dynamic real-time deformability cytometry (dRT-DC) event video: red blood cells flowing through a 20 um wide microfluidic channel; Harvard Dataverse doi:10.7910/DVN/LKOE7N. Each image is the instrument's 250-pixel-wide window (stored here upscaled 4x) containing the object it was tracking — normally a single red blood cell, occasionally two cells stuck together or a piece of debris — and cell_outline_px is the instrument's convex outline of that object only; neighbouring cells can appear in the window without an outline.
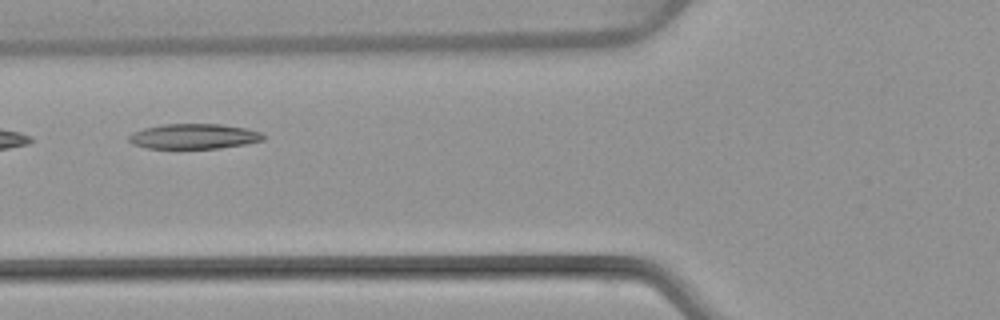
{"species": "common noctule bat (a hibernating species)", "species_latin": "Nyctalus noctula", "temperature_condition": "warm", "stored_images_in_passage": 5, "camera_frame_rate_fps": 3000, "um_per_image_px": 0.085, "animal": {"sex": "female", "body_mass_g": 22.7, "forearm_length_mm": 54.2}, "frame": {"image": 1, "passage_image": 4, "time_ms": 4.0, "image_size_px": [1000, 320], "cell_outline_px": [[264, 140], [244, 144], [220, 148], [144, 148], [132, 144], [128, 140], [128, 136], [132, 132], [144, 128], [164, 124], [220, 124], [248, 128], [260, 132], [264, 136]], "centroid_in_image_um": [16.46, 11.59], "position_along_channel_um": 109.3, "area_um2": 19.71}}
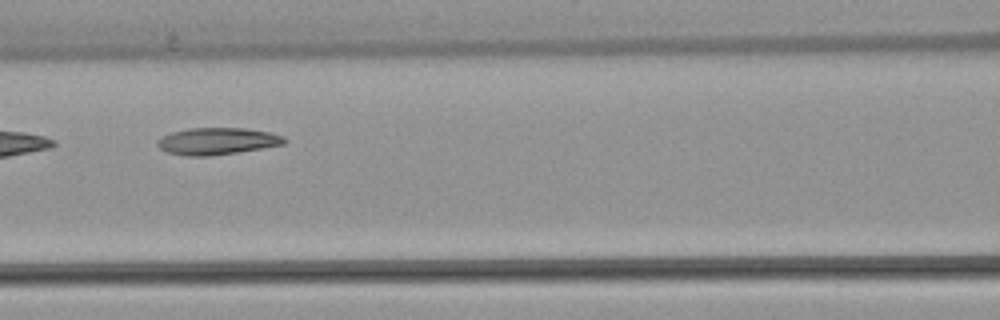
{"frame": {"image": 2, "passage_image": 5, "time_ms": 5.0, "image_size_px": [1000, 320], "cell_outline_px": [[288, 140], [284, 144], [212, 156], [188, 156], [168, 152], [160, 148], [156, 144], [156, 140], [172, 132], [188, 128], [244, 128], [268, 132], [284, 136]], "centroid_in_image_um": [18.45, 11.99], "position_along_channel_um": 148.1, "area_um2": 19.77}}